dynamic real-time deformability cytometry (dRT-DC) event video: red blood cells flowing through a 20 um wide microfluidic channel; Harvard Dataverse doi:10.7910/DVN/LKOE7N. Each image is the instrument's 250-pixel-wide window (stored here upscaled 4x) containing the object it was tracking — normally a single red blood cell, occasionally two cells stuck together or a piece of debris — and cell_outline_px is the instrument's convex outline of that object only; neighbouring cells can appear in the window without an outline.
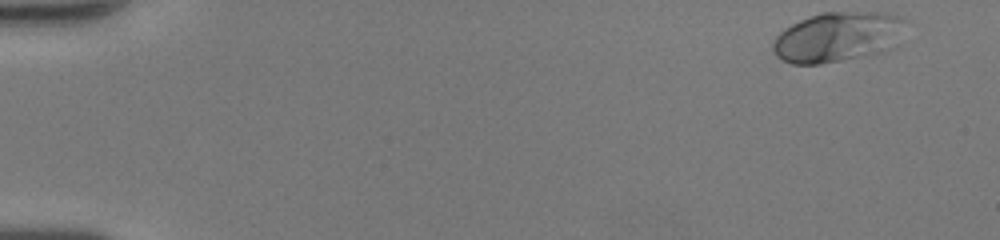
{"species": "human", "species_latin": "Homo sapiens", "temperature_condition": "room temperature", "stored_images_in_passage": 49, "camera_frame_rate_fps": 3000, "um_per_image_px": 0.085, "donor": {"sex": "female"}, "frame": {"image": 1, "passage_image": 1, "time_ms": 0.0, "image_size_px": [1000, 240], "cell_outline_px": [[908, 20], [900, 44], [884, 52], [820, 64], [792, 64], [776, 56], [772, 48], [772, 40], [784, 28], [800, 20], [820, 12], [888, 12], [900, 16]], "centroid_in_image_um": [71.28, 3.13], "position_along_channel_um": 13.7, "area_um2": 39.42}}
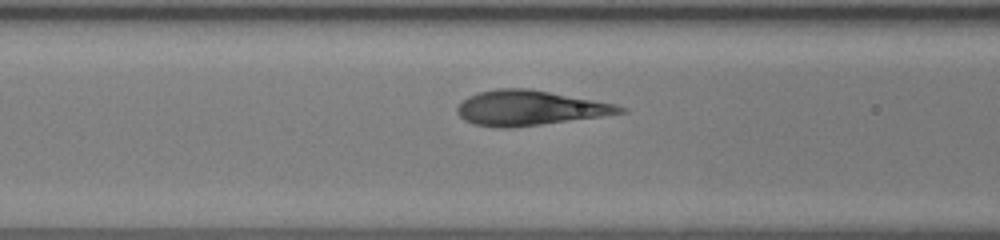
{"frame": {"image": 2, "passage_image": 20, "time_ms": 6.333, "image_size_px": [1000, 240], "cell_outline_px": [[628, 112], [600, 116], [540, 124], [504, 128], [496, 128], [472, 124], [464, 120], [456, 112], [456, 108], [468, 96], [480, 92], [496, 88], [528, 88], [616, 104], [628, 108]], "centroid_in_image_um": [45.0, 9.17], "position_along_channel_um": 121.6, "area_um2": 32.89}}
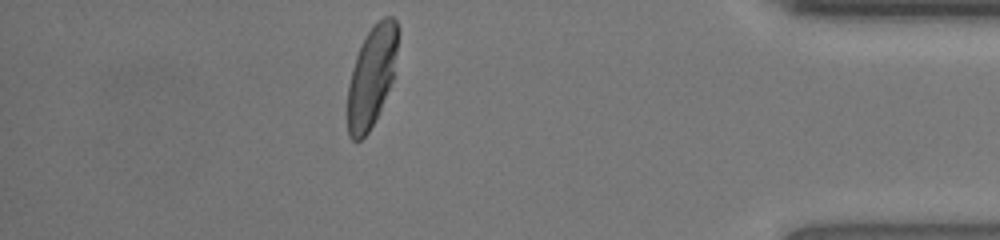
{"frame": {"image": 3, "passage_image": 43, "time_ms": 14.0, "image_size_px": [1000, 240], "cell_outline_px": [[400, 32], [392, 80], [380, 108], [368, 132], [360, 140], [352, 140], [348, 136], [348, 84], [352, 68], [356, 56], [368, 32], [384, 16], [392, 16], [396, 20], [400, 28]], "centroid_in_image_um": [31.6, 6.46], "position_along_channel_um": 403.6, "area_um2": 29.02}, "authors_computed_cell_mechanics": {"area_um2": 33.1194, "velocity_mm_per_s": 4.1496, "shape_relaxation_time_tau1_ms": 3.2018, "shape_relaxation_time_tau2_ms": null, "deformation_change_tau1": 0.2088, "deformation_change_tau2": null}}